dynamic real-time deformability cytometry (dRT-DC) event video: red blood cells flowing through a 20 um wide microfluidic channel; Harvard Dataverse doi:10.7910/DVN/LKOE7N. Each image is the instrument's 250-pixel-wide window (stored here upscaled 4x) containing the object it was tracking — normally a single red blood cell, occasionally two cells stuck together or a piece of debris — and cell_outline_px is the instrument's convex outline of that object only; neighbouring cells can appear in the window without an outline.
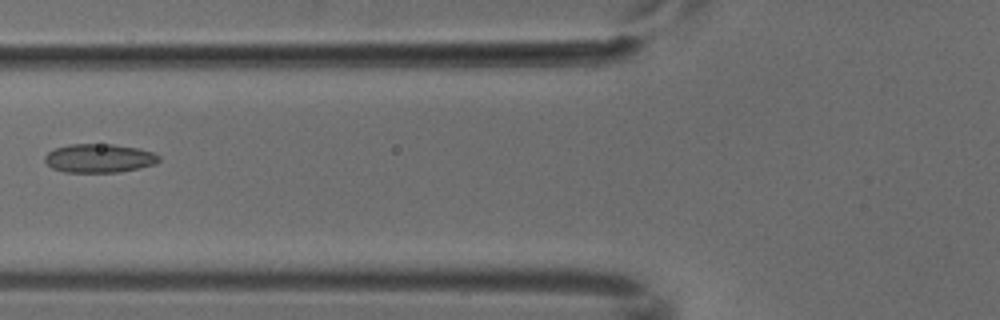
{"species": "common noctule bat (a hibernating species)", "species_latin": "Nyctalus noctula", "temperature_condition": "cold", "stored_images_in_passage": 4, "camera_frame_rate_fps": 3000, "um_per_image_px": 0.085, "animal": {"sex": "male", "body_mass_g": 18.8}, "frame": {"image": 1, "passage_image": 3, "time_ms": 0.667, "image_size_px": [1000, 320], "cell_outline_px": [[160, 160], [156, 164], [120, 172], [64, 172], [52, 168], [44, 160], [44, 156], [48, 152], [56, 148], [68, 144], [112, 144], [140, 148], [152, 152], [160, 156]], "centroid_in_image_um": [8.44, 13.45], "position_along_channel_um": 117.4, "area_um2": 19.19}}
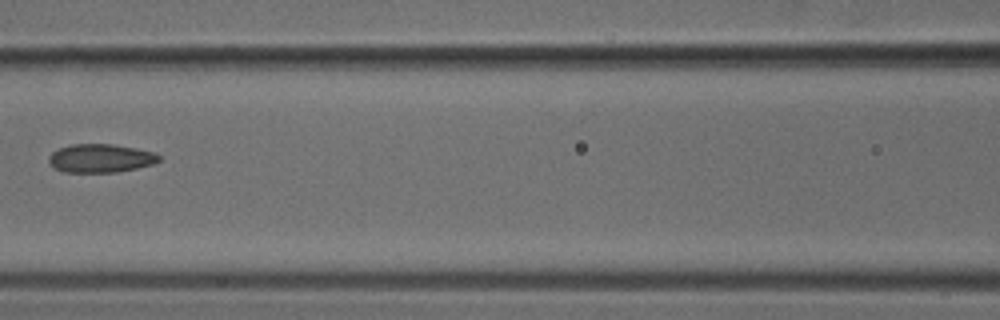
{"frame": {"image": 2, "passage_image": 4, "time_ms": 1.0, "image_size_px": [1000, 320], "cell_outline_px": [[160, 160], [152, 164], [136, 168], [116, 172], [64, 172], [52, 168], [48, 160], [48, 156], [52, 152], [60, 148], [72, 144], [112, 144], [156, 152], [160, 156]], "centroid_in_image_um": [8.52, 13.45], "position_along_channel_um": 158.1, "area_um2": 18.32}}